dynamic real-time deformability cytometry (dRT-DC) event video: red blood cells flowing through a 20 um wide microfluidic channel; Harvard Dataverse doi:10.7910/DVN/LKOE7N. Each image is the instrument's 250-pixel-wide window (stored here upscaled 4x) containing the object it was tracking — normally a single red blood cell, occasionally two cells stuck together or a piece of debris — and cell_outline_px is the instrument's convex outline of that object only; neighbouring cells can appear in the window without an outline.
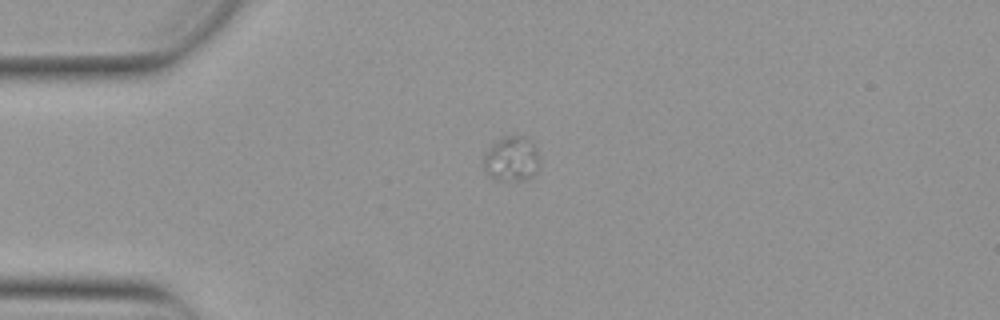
{"species": "Egyptian fruit bat (a non-hibernating species)", "species_latin": "Rousettus aegyptiacus", "temperature_condition": "warm", "stored_images_in_passage": 51, "camera_frame_rate_fps": 3000, "um_per_image_px": 0.085, "animal": {"sex": "female"}, "frame": {"image": 1, "passage_image": 9, "time_ms": 2.667, "image_size_px": [1000, 320], "cell_outline_px": [[540, 164], [536, 172], [532, 176], [524, 180], [500, 180], [492, 176], [488, 172], [484, 164], [484, 160], [488, 148], [492, 144], [504, 136], [528, 136], [536, 148]], "centroid_in_image_um": [43.54, 13.48], "position_along_channel_um": 41.5, "area_um2": 14.45}}
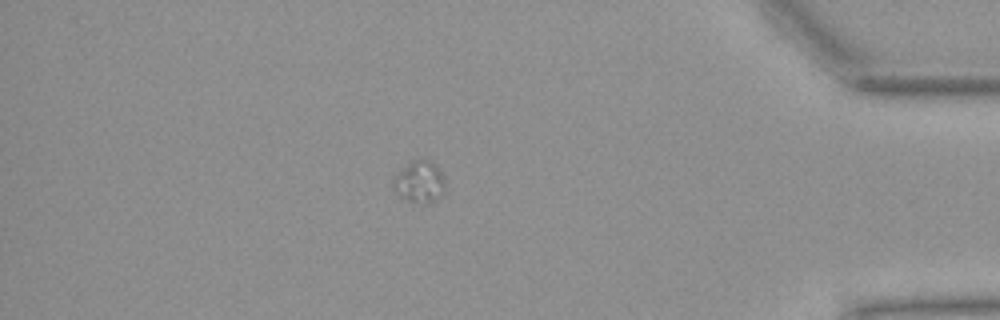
{"frame": {"image": 2, "passage_image": 44, "time_ms": 14.333, "image_size_px": [1000, 320], "cell_outline_px": [[444, 192], [432, 200], [424, 204], [408, 200], [396, 196], [392, 188], [392, 180], [396, 172], [412, 160], [424, 156], [436, 164], [440, 168], [444, 176]], "centroid_in_image_um": [35.61, 15.4], "position_along_channel_um": 399.6, "area_um2": 13.12}}